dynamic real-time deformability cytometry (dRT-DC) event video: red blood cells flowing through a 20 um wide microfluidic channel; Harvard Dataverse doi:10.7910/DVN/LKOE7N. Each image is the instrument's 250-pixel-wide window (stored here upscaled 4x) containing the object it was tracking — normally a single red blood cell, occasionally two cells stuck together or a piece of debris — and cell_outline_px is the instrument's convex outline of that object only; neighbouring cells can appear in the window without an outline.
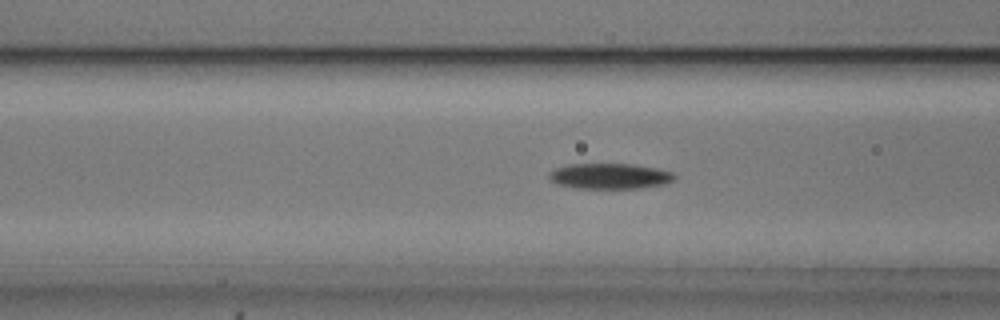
{"species": "common noctule bat (a hibernating species)", "species_latin": "Nyctalus noctula", "temperature_condition": "cold", "stored_images_in_passage": 43, "camera_frame_rate_fps": 3000, "um_per_image_px": 0.085, "animal": {"sex": "male", "body_mass_g": 20.5, "forearm_length_mm": 52.5}, "frame": {"image": 1, "passage_image": 12, "time_ms": 3.667, "image_size_px": [1000, 320], "cell_outline_px": [[676, 180], [664, 184], [644, 188], [576, 188], [556, 184], [548, 180], [548, 172], [556, 168], [568, 164], [632, 164], [656, 168], [672, 172], [676, 176]], "centroid_in_image_um": [51.82, 14.97], "position_along_channel_um": 114.8, "area_um2": 18.9}}
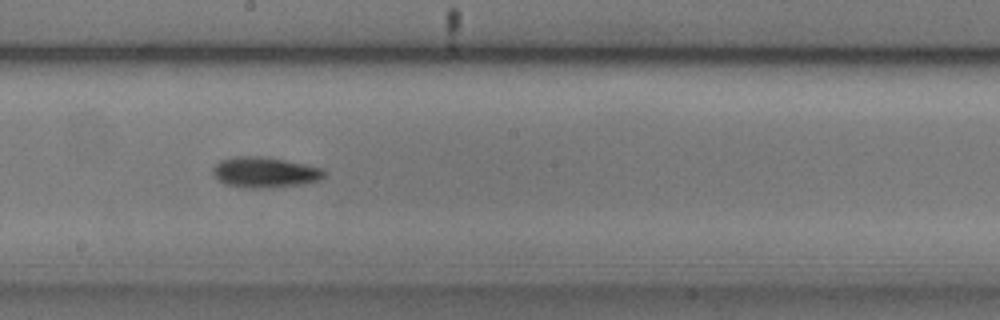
{"frame": {"image": 2, "passage_image": 21, "time_ms": 6.667, "image_size_px": [1000, 320], "cell_outline_px": [[328, 172], [320, 180], [304, 184], [272, 188], [240, 188], [224, 184], [212, 172], [212, 168], [220, 160], [236, 156], [260, 156], [284, 160], [324, 168]], "centroid_in_image_um": [22.53, 14.66], "position_along_channel_um": 225.7, "area_um2": 20.11}}
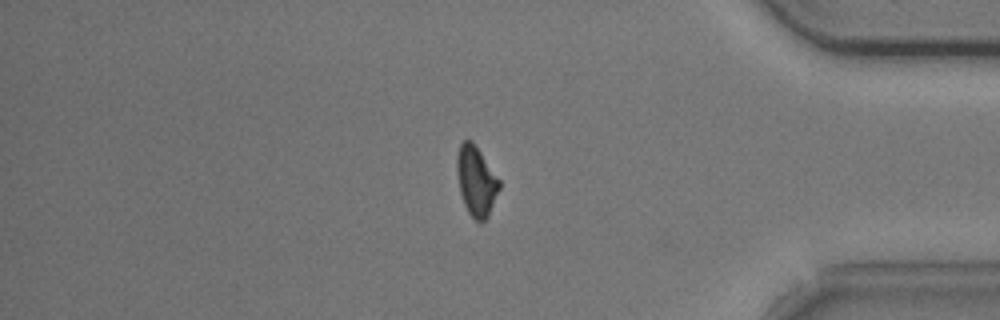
{"frame": {"image": 3, "passage_image": 37, "time_ms": 12.0, "image_size_px": [1000, 320], "cell_outline_px": [[500, 188], [488, 216], [484, 220], [476, 220], [468, 212], [464, 204], [460, 192], [456, 168], [456, 156], [460, 144], [464, 140], [472, 140], [500, 180]], "centroid_in_image_um": [40.47, 15.36], "position_along_channel_um": 394.7, "area_um2": 17.05}}